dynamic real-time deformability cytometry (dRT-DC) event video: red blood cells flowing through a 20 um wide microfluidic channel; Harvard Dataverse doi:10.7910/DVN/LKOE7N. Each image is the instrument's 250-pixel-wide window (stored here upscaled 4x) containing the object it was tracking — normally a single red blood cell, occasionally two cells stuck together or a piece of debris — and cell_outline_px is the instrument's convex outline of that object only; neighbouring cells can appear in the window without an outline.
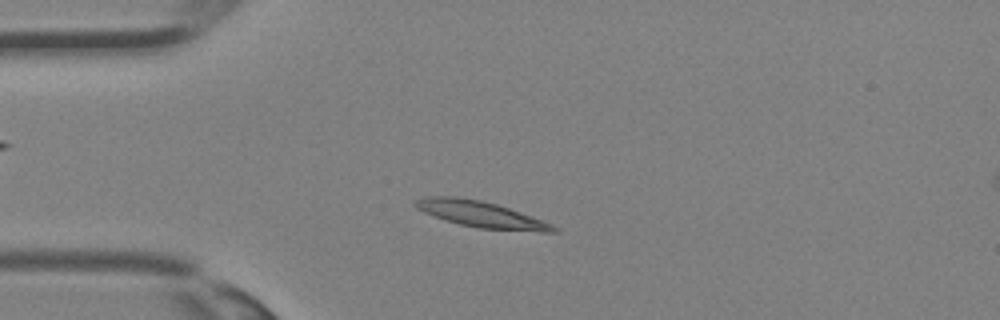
{"species": "Egyptian fruit bat (a non-hibernating species)", "species_latin": "Rousettus aegyptiacus", "temperature_condition": "room temperature", "stored_images_in_passage": 32, "camera_frame_rate_fps": 3000, "um_per_image_px": 0.085, "animal": {"sex": "female"}, "frame": {"image": 1, "passage_image": 6, "time_ms": 1.667, "image_size_px": [1000, 320], "cell_outline_px": [[560, 228], [556, 232], [540, 232], [480, 228], [460, 224], [424, 212], [416, 208], [412, 204], [416, 200], [428, 196], [456, 196], [480, 200], [496, 204], [520, 212], [552, 224]], "centroid_in_image_um": [40.91, 18.21], "position_along_channel_um": 44.1, "area_um2": 20.75}}
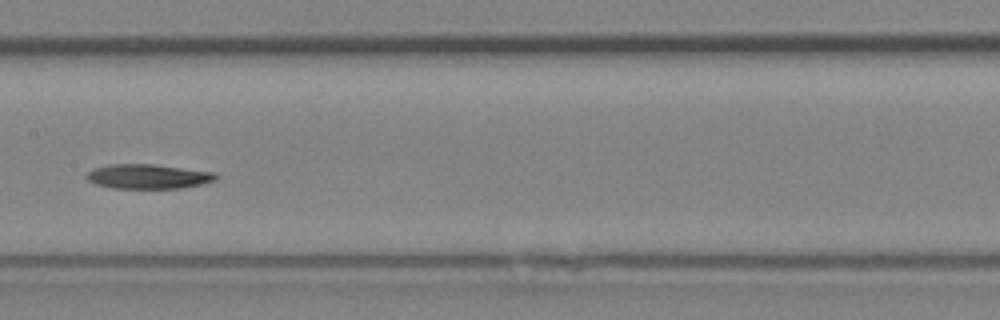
{"frame": {"image": 2, "passage_image": 15, "time_ms": 4.667, "image_size_px": [1000, 320], "cell_outline_px": [[220, 176], [216, 180], [200, 184], [180, 188], [112, 188], [96, 184], [88, 180], [84, 176], [92, 168], [108, 164], [152, 164], [216, 172]], "centroid_in_image_um": [12.58, 14.99], "position_along_channel_um": 194.8, "area_um2": 18.61}}
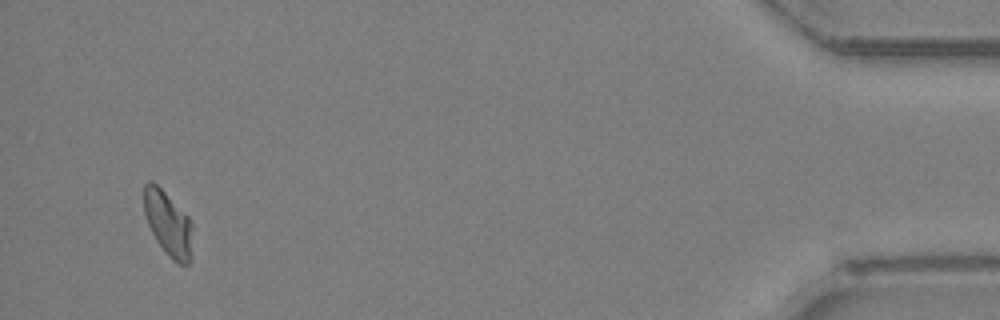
{"frame": {"image": 3, "passage_image": 31, "time_ms": 10.0, "image_size_px": [1000, 320], "cell_outline_px": [[192, 260], [188, 264], [176, 264], [164, 252], [156, 240], [148, 224], [144, 212], [144, 184], [148, 180], [152, 180], [188, 216], [192, 224]], "centroid_in_image_um": [14.3, 19.05], "position_along_channel_um": 420.9, "area_um2": 18.44}}